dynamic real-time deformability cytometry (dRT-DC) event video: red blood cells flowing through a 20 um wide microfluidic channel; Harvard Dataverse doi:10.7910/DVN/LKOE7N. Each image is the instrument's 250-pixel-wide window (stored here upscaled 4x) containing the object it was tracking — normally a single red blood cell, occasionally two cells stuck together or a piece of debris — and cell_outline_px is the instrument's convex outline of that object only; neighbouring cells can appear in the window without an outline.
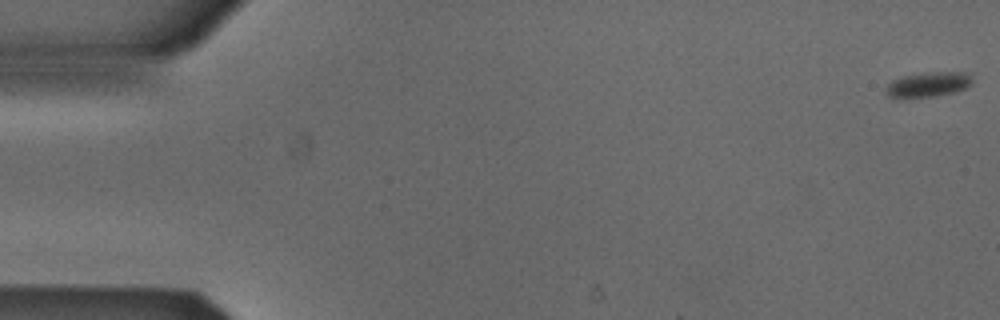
{"species": "Egyptian fruit bat (a non-hibernating species)", "species_latin": "Rousettus aegyptiacus", "temperature_condition": "cold", "stored_images_in_passage": 54, "camera_frame_rate_fps": 3000, "um_per_image_px": 0.085, "animal": {"sex": "male"}, "frame": {"image": 1, "passage_image": 1, "time_ms": 0.0, "image_size_px": [1000, 320], "cell_outline_px": [[972, 84], [964, 88], [952, 92], [936, 96], [888, 96], [884, 92], [884, 88], [892, 80], [904, 76], [932, 72], [964, 72], [972, 80]], "centroid_in_image_um": [78.88, 7.16], "position_along_channel_um": 6.1, "area_um2": 12.02}}
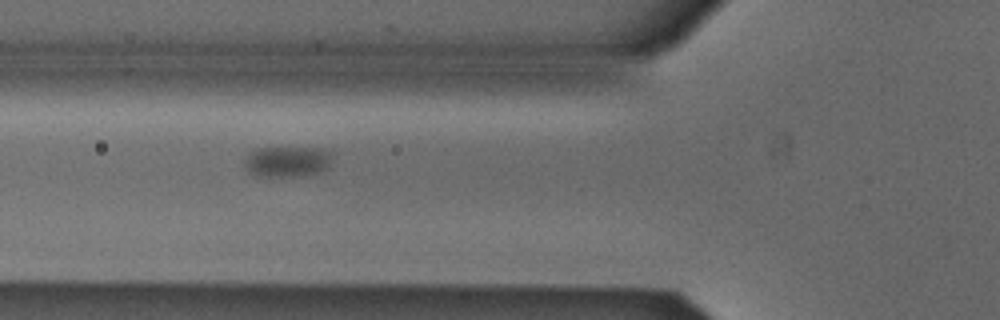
{"frame": {"image": 2, "passage_image": 20, "time_ms": 6.333, "image_size_px": [1000, 320], "cell_outline_px": [[332, 160], [328, 168], [320, 172], [300, 176], [256, 176], [248, 172], [244, 164], [244, 160], [256, 148], [324, 148], [332, 152]], "centroid_in_image_um": [24.46, 13.73], "position_along_channel_um": 101.3, "area_um2": 15.84}}
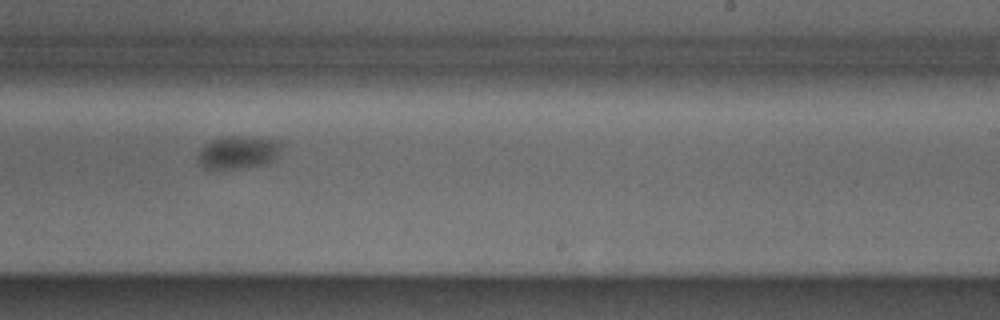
{"frame": {"image": 3, "passage_image": 33, "time_ms": 10.667, "image_size_px": [1000, 320], "cell_outline_px": [[280, 148], [276, 160], [268, 164], [236, 168], [204, 168], [200, 164], [200, 152], [204, 144], [212, 140], [228, 136], [248, 136], [276, 140], [280, 144]], "centroid_in_image_um": [20.29, 12.94], "position_along_channel_um": 268.7, "area_um2": 15.72}}